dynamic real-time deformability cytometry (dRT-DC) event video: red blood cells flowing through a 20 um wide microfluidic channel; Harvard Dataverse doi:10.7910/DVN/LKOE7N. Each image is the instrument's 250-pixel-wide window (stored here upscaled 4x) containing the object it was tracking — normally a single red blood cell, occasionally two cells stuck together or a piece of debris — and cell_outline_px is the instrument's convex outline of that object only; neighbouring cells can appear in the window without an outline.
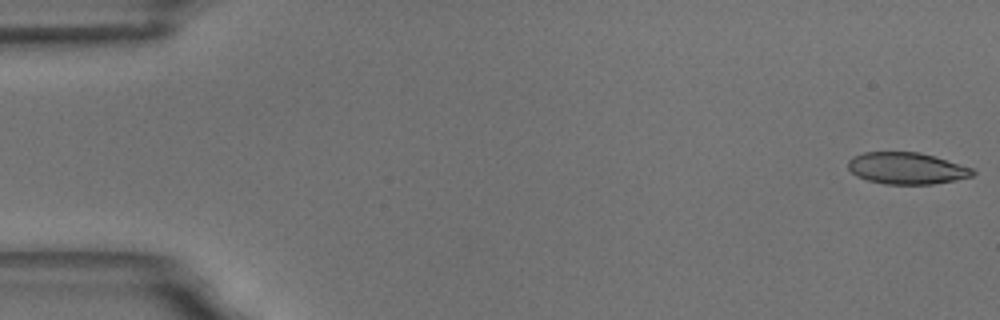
{"species": "common noctule bat (a hibernating species)", "species_latin": "Nyctalus noctula", "temperature_condition": "room temperature", "stored_images_in_passage": 13, "camera_frame_rate_fps": 3000, "um_per_image_px": 0.085, "animal": {"sex": "male", "body_mass_g": 18.8}, "frame": {"image": 1, "passage_image": 1, "time_ms": 0.0, "image_size_px": [1000, 320], "cell_outline_px": [[976, 172], [972, 176], [956, 180], [932, 184], [884, 184], [868, 180], [856, 176], [848, 168], [848, 160], [852, 156], [864, 152], [920, 152], [972, 168]], "centroid_in_image_um": [77.04, 14.3], "position_along_channel_um": 8.0, "area_um2": 22.95}}